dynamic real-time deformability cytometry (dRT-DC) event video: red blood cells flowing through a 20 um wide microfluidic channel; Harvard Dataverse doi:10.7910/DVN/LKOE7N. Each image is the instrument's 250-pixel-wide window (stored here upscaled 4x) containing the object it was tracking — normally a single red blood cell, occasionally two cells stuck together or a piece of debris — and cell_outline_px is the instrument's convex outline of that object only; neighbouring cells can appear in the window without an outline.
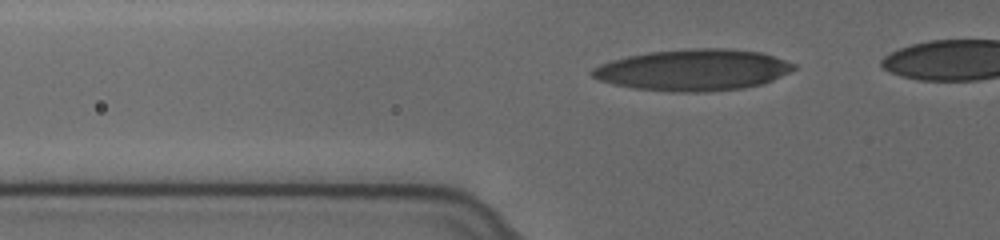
{"species": "human", "species_latin": "Homo sapiens", "temperature_condition": "cold", "stored_images_in_passage": 31, "camera_frame_rate_fps": 3000, "um_per_image_px": 0.085, "donor": {"sex": "female"}, "frame": {"image": 1, "passage_image": 2, "time_ms": 0.333, "image_size_px": [1000, 240], "cell_outline_px": [[796, 68], [772, 80], [760, 84], [744, 88], [704, 92], [672, 92], [632, 88], [612, 84], [600, 80], [592, 76], [588, 72], [592, 68], [600, 64], [612, 60], [628, 56], [648, 52], [688, 48], [724, 48], [760, 52], [796, 64]], "centroid_in_image_um": [58.87, 5.95], "position_along_channel_um": 66.9, "area_um2": 48.61}}
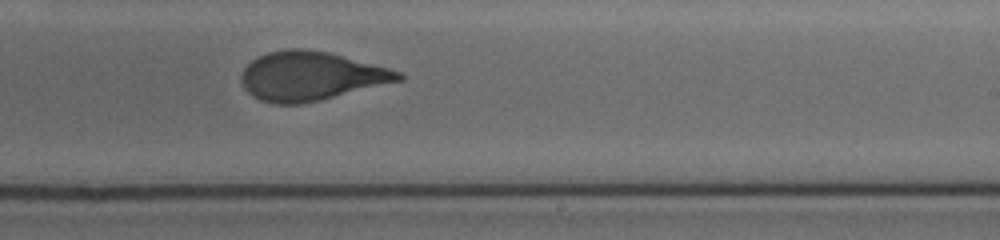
{"frame": {"image": 2, "passage_image": 19, "time_ms": 6.0, "image_size_px": [1000, 240], "cell_outline_px": [[404, 80], [320, 100], [300, 104], [276, 104], [260, 100], [252, 96], [244, 88], [244, 68], [252, 60], [268, 52], [292, 48], [300, 48], [328, 52], [388, 68], [400, 72], [404, 76]], "centroid_in_image_um": [26.45, 6.47], "position_along_channel_um": 262.6, "area_um2": 44.22}}
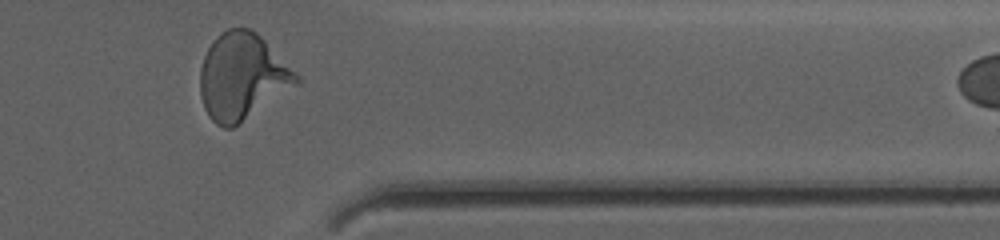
{"frame": {"image": 3, "passage_image": 30, "time_ms": 9.667, "image_size_px": [1000, 240], "cell_outline_px": [[300, 80], [232, 128], [224, 128], [216, 124], [208, 116], [204, 108], [200, 96], [200, 68], [204, 56], [208, 48], [216, 36], [220, 32], [228, 28], [248, 28], [256, 32], [300, 76]], "centroid_in_image_um": [20.52, 6.48], "position_along_channel_um": 390.9, "area_um2": 47.51}, "authors_computed_cell_mechanics": {"area_um2": 45.1418, "velocity_mm_per_s": 3.6147, "shape_relaxation_time_tau1_ms": 4.4363, "shape_relaxation_time_tau2_ms": 1.0213, "deformation_change_tau1": 0.1948, "deformation_change_tau2": 0.0805}}